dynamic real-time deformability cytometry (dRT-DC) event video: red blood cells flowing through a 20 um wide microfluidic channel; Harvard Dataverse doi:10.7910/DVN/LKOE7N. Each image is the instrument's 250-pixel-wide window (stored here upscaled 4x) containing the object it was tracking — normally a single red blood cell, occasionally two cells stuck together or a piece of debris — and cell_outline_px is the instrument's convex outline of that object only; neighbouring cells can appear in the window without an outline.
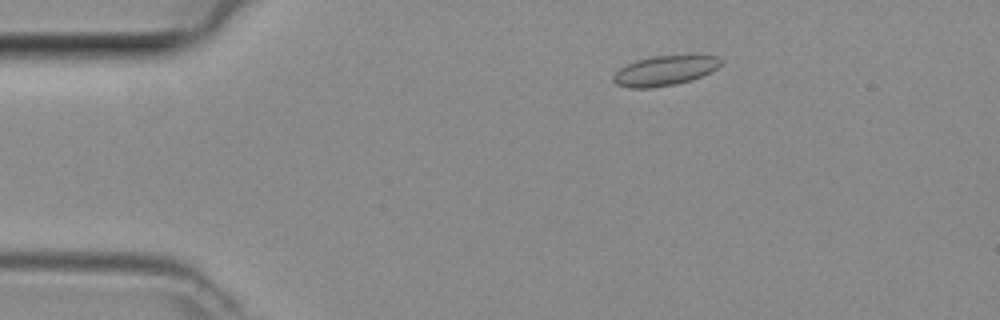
{"species": "common noctule bat (a hibernating species)", "species_latin": "Nyctalus noctula", "temperature_condition": "room temperature", "stored_images_in_passage": 6, "camera_frame_rate_fps": 3000, "um_per_image_px": 0.085, "animal": {"sex": "female", "body_mass_g": 29.2, "forearm_length_mm": 56.3}, "frame": {"image": 1, "passage_image": 2, "time_ms": 0.333, "image_size_px": [1000, 320], "cell_outline_px": [[720, 64], [716, 68], [692, 80], [676, 84], [648, 88], [628, 88], [616, 84], [612, 80], [612, 76], [620, 68], [636, 60], [652, 56], [692, 52], [696, 52], [716, 56], [720, 60]], "centroid_in_image_um": [56.53, 5.95], "position_along_channel_um": 28.5, "area_um2": 19.31}}
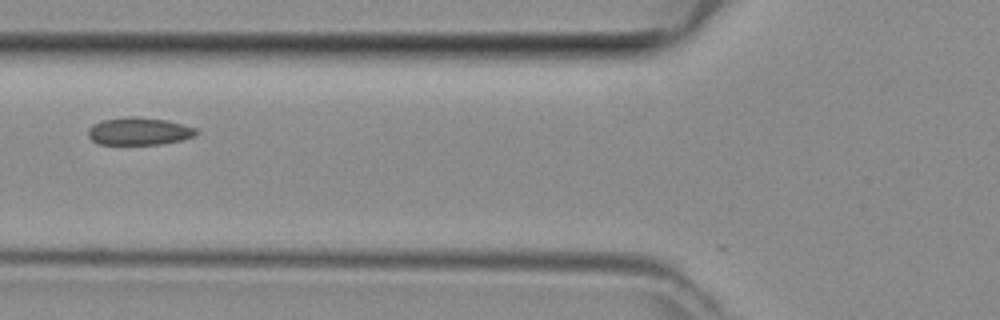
{"frame": {"image": 2, "passage_image": 5, "time_ms": 1.333, "image_size_px": [1000, 320], "cell_outline_px": [[200, 132], [196, 136], [184, 140], [160, 144], [100, 144], [92, 140], [88, 136], [88, 128], [92, 124], [104, 120], [124, 116], [140, 116], [168, 120], [196, 128]], "centroid_in_image_um": [11.86, 11.14], "position_along_channel_um": 113.9, "area_um2": 17.69}}
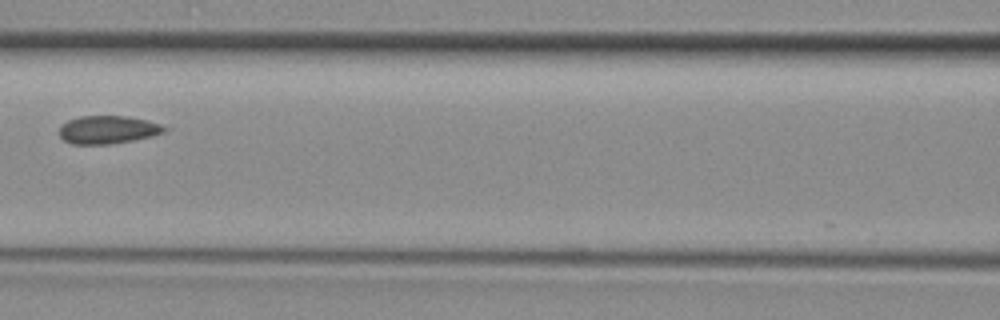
{"frame": {"image": 3, "passage_image": 6, "time_ms": 1.667, "image_size_px": [1000, 320], "cell_outline_px": [[172, 128], [164, 132], [152, 136], [132, 140], [108, 144], [72, 144], [64, 140], [60, 136], [60, 128], [68, 120], [80, 116], [128, 116], [172, 124]], "centroid_in_image_um": [9.32, 11.0], "position_along_channel_um": 157.3, "area_um2": 17.57}}